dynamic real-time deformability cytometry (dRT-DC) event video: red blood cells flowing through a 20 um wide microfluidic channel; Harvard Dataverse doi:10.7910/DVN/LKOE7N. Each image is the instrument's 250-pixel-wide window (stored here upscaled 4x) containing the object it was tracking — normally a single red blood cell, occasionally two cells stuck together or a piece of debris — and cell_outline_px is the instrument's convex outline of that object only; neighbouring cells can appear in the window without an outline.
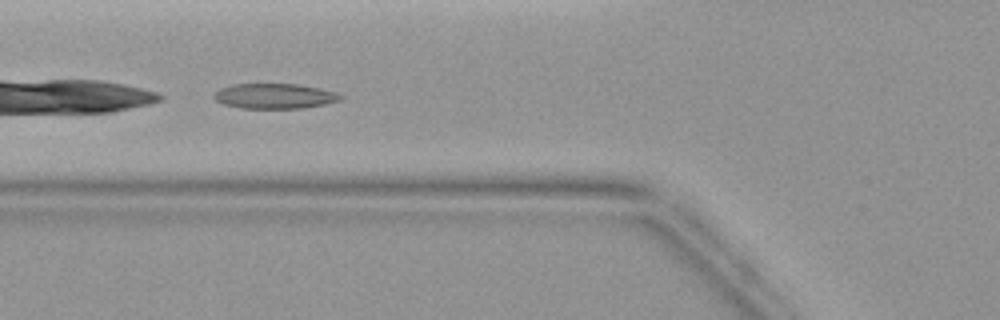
{"species": "common noctule bat (a hibernating species)", "species_latin": "Nyctalus noctula", "temperature_condition": "warm", "stored_images_in_passage": 3, "camera_frame_rate_fps": 3000, "um_per_image_px": 0.085, "animal": {"sex": "female", "body_mass_g": 19.9}, "frame": {"image": 1, "passage_image": 3, "time_ms": 2.667, "image_size_px": [1000, 320], "cell_outline_px": [[344, 96], [340, 100], [324, 104], [300, 108], [240, 108], [224, 104], [216, 100], [212, 96], [220, 88], [232, 84], [300, 84], [320, 88], [336, 92]], "centroid_in_image_um": [23.34, 8.16], "position_along_channel_um": 102.5, "area_um2": 18.5}}